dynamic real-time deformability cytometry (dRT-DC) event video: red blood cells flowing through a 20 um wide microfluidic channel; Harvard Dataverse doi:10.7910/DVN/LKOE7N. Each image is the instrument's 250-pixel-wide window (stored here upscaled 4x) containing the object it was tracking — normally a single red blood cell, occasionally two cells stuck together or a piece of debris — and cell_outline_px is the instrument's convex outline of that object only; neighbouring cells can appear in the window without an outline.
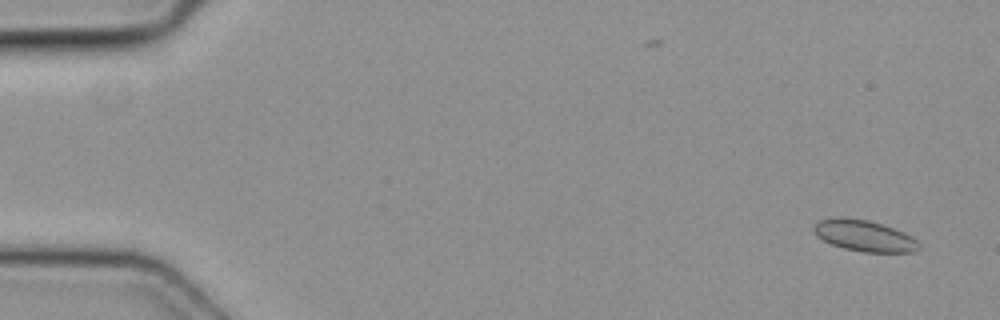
{"species": "common noctule bat (a hibernating species)", "species_latin": "Nyctalus noctula", "temperature_condition": "cold", "stored_images_in_passage": 6, "camera_frame_rate_fps": 3000, "um_per_image_px": 0.085, "animal": {"sex": "female", "body_mass_g": 19.3, "forearm_length_mm": 54.1}, "frame": {"image": 1, "passage_image": 1, "time_ms": 0.0, "image_size_px": [1000, 320], "cell_outline_px": [[920, 248], [912, 252], [864, 252], [844, 248], [832, 244], [816, 236], [812, 228], [820, 220], [840, 216], [844, 216], [868, 220], [904, 232], [912, 236], [920, 244]], "centroid_in_image_um": [73.45, 20.03], "position_along_channel_um": 11.5, "area_um2": 19.07}}
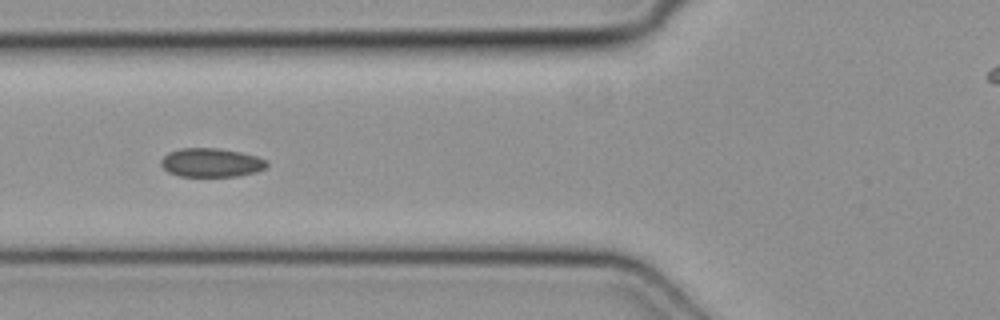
{"frame": {"image": 2, "passage_image": 6, "time_ms": 1.667, "image_size_px": [1000, 320], "cell_outline_px": [[268, 168], [256, 172], [236, 176], [180, 176], [168, 172], [160, 164], [160, 160], [168, 152], [180, 148], [216, 148], [240, 152], [256, 156], [268, 160]], "centroid_in_image_um": [17.97, 13.82], "position_along_channel_um": 107.8, "area_um2": 17.86}}